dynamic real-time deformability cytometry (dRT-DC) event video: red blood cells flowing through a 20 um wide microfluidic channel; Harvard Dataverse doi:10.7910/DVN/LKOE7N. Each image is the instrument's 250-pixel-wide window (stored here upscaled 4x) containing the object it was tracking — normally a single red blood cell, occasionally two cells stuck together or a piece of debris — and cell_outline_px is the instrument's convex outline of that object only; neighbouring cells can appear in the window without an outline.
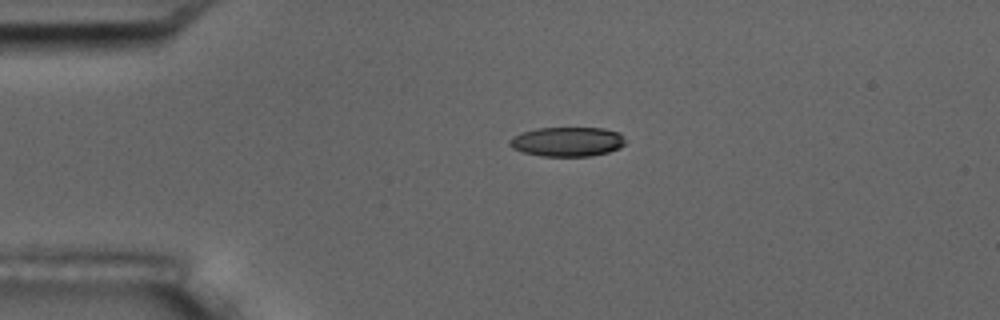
{"species": "common noctule bat (a hibernating species)", "species_latin": "Nyctalus noctula", "temperature_condition": "room temperature", "stored_images_in_passage": 3, "camera_frame_rate_fps": 3000, "um_per_image_px": 0.085, "animal": {"sex": "male", "body_mass_g": 17.5, "forearm_length_mm": 52.3}, "frame": {"image": 1, "passage_image": 2, "time_ms": 1.667, "image_size_px": [1000, 320], "cell_outline_px": [[624, 144], [620, 148], [608, 152], [592, 156], [540, 156], [524, 152], [512, 148], [508, 144], [508, 140], [512, 136], [520, 132], [540, 128], [604, 128], [620, 132], [624, 136]], "centroid_in_image_um": [48.21, 12.04], "position_along_channel_um": 36.8, "area_um2": 20.06}}